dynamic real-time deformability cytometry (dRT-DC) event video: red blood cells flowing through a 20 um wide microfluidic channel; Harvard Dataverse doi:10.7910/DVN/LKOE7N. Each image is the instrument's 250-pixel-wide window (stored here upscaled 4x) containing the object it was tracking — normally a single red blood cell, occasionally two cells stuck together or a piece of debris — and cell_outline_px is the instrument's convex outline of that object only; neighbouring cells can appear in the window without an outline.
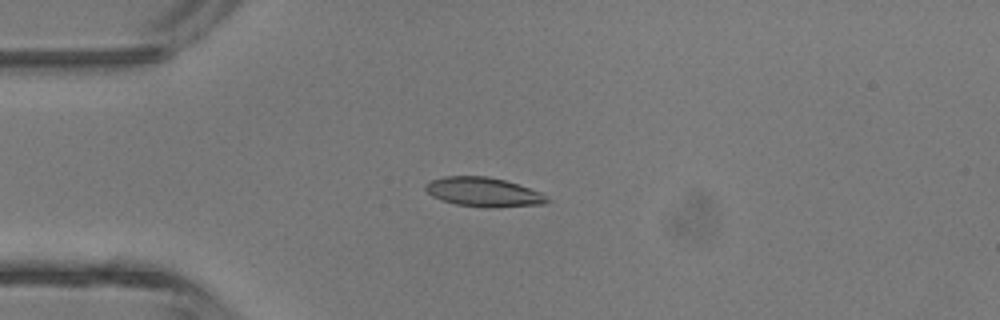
{"species": "common noctule bat (a hibernating species)", "species_latin": "Nyctalus noctula", "temperature_condition": "room temperature", "stored_images_in_passage": 6, "camera_frame_rate_fps": 3000, "um_per_image_px": 0.085, "animal": {"sex": "male", "body_mass_g": 13.3}, "frame": {"image": 1, "passage_image": 4, "time_ms": 3.667, "image_size_px": [1000, 320], "cell_outline_px": [[552, 200], [544, 204], [496, 208], [456, 204], [440, 200], [432, 196], [424, 188], [424, 184], [432, 180], [444, 176], [488, 176], [504, 180], [540, 192]], "centroid_in_image_um": [41.09, 16.33], "position_along_channel_um": 43.9, "area_um2": 20.69}}
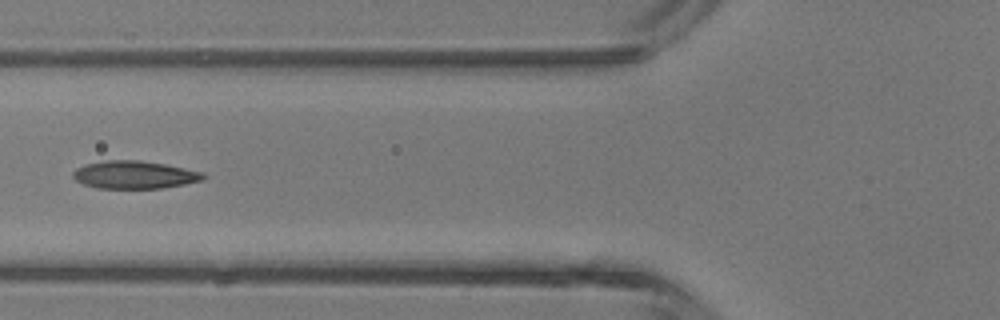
{"frame": {"image": 2, "passage_image": 6, "time_ms": 5.667, "image_size_px": [1000, 320], "cell_outline_px": [[208, 176], [204, 180], [184, 184], [160, 188], [96, 188], [84, 184], [76, 180], [72, 176], [72, 172], [76, 168], [84, 164], [104, 160], [140, 160], [164, 164], [204, 172]], "centroid_in_image_um": [11.43, 14.85], "position_along_channel_um": 114.4, "area_um2": 21.21}}